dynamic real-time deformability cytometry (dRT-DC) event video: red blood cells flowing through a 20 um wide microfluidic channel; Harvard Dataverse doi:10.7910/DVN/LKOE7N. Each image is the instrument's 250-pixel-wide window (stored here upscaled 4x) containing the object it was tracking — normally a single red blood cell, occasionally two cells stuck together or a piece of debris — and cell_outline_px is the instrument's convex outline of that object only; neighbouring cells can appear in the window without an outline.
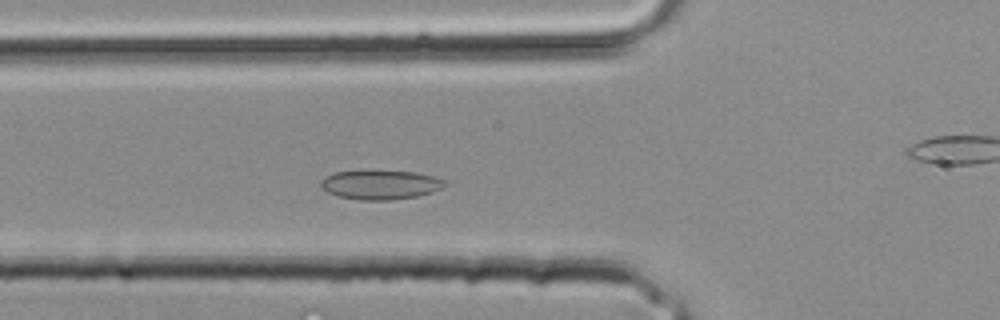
{"species": "common noctule bat (a hibernating species)", "species_latin": "Nyctalus noctula", "temperature_condition": "room temperature", "stored_images_in_passage": 31, "camera_frame_rate_fps": 3000, "um_per_image_px": 0.085, "animal": {"sex": "male", "body_mass_g": 20.4}, "frame": {"image": 1, "passage_image": 9, "time_ms": 2.667, "image_size_px": [1000, 320], "cell_outline_px": [[452, 180], [448, 184], [432, 192], [416, 196], [392, 200], [360, 200], [340, 196], [328, 192], [320, 188], [320, 180], [336, 172], [416, 172]], "centroid_in_image_um": [32.41, 15.72], "position_along_channel_um": 93.4, "area_um2": 20.87}}
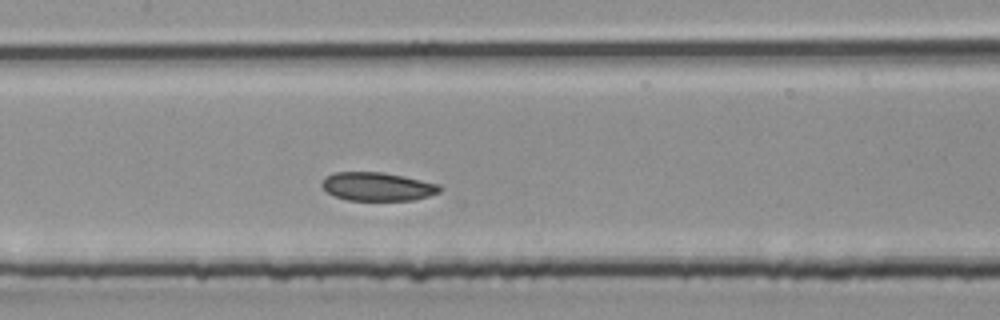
{"frame": {"image": 2, "passage_image": 13, "time_ms": 4.0, "image_size_px": [1000, 320], "cell_outline_px": [[444, 188], [440, 192], [416, 200], [348, 200], [336, 196], [328, 192], [320, 184], [328, 176], [336, 172], [384, 172], [404, 176], [440, 184]], "centroid_in_image_um": [32.16, 15.86], "position_along_channel_um": 175.2, "area_um2": 19.54}}
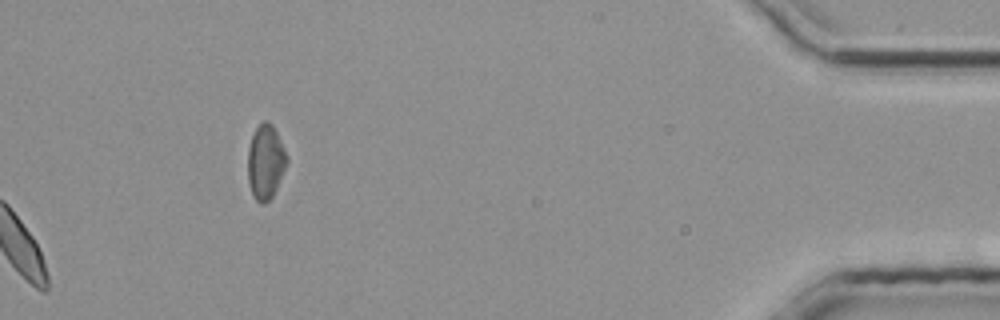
{"frame": {"image": 3, "passage_image": 31, "time_ms": 10.0, "image_size_px": [1000, 320], "cell_outline_px": [[288, 160], [276, 188], [272, 196], [264, 204], [260, 204], [256, 200], [252, 192], [248, 180], [248, 148], [252, 136], [256, 128], [264, 120], [268, 120], [272, 124], [288, 156]], "centroid_in_image_um": [22.57, 13.75], "position_along_channel_um": 412.6, "area_um2": 16.7}}